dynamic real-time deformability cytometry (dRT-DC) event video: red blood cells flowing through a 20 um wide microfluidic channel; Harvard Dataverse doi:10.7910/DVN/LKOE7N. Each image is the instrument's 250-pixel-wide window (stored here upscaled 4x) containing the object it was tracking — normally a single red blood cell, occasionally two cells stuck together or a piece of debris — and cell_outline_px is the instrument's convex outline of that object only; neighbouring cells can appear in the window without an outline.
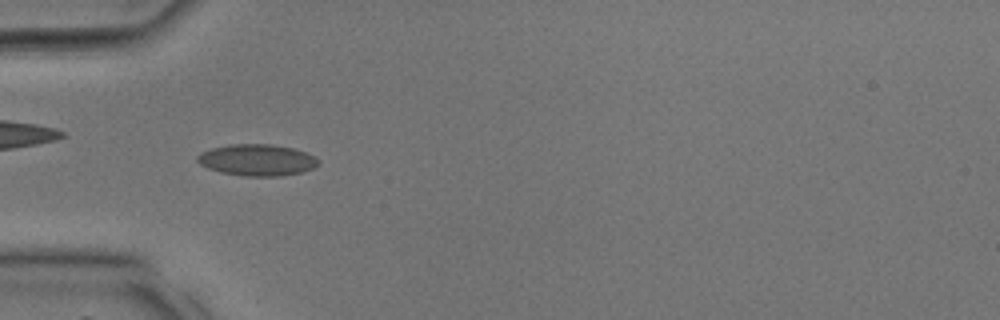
{"species": "common noctule bat (a hibernating species)", "species_latin": "Nyctalus noctula", "temperature_condition": "room temperature", "stored_images_in_passage": 35, "camera_frame_rate_fps": 3000, "um_per_image_px": 0.085, "animal": {"sex": "male", "body_mass_g": 17.9, "forearm_length_mm": 54.2}, "frame": {"image": 1, "passage_image": 11, "time_ms": 3.333, "image_size_px": [1000, 320], "cell_outline_px": [[320, 164], [304, 172], [280, 176], [244, 176], [220, 172], [208, 168], [200, 164], [196, 160], [196, 156], [200, 152], [212, 148], [232, 144], [272, 144], [292, 148], [304, 152], [320, 160]], "centroid_in_image_um": [21.84, 13.6], "position_along_channel_um": 63.2, "area_um2": 22.25}}
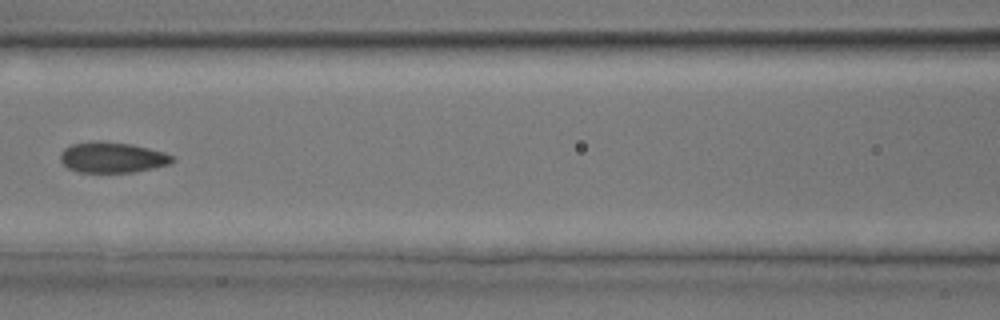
{"frame": {"image": 2, "passage_image": 16, "time_ms": 5.0, "image_size_px": [1000, 320], "cell_outline_px": [[176, 160], [168, 164], [152, 168], [132, 172], [80, 172], [68, 168], [60, 160], [60, 152], [64, 148], [72, 144], [100, 140], [132, 144], [164, 152], [172, 156]], "centroid_in_image_um": [9.52, 13.37], "position_along_channel_um": 157.1, "area_um2": 19.94}}
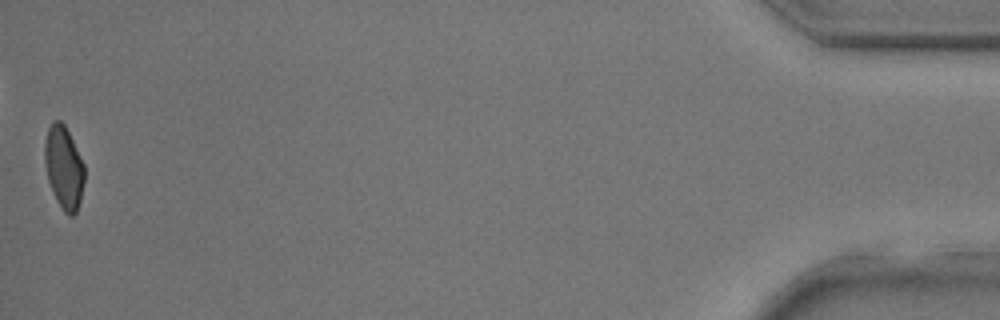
{"frame": {"image": 3, "passage_image": 35, "time_ms": 11.333, "image_size_px": [1000, 320], "cell_outline_px": [[84, 180], [80, 200], [76, 212], [72, 216], [68, 216], [64, 212], [56, 200], [52, 192], [48, 180], [44, 160], [44, 144], [48, 128], [52, 120], [60, 120], [64, 124], [84, 164]], "centroid_in_image_um": [5.41, 14.24], "position_along_channel_um": 429.8, "area_um2": 19.13}}